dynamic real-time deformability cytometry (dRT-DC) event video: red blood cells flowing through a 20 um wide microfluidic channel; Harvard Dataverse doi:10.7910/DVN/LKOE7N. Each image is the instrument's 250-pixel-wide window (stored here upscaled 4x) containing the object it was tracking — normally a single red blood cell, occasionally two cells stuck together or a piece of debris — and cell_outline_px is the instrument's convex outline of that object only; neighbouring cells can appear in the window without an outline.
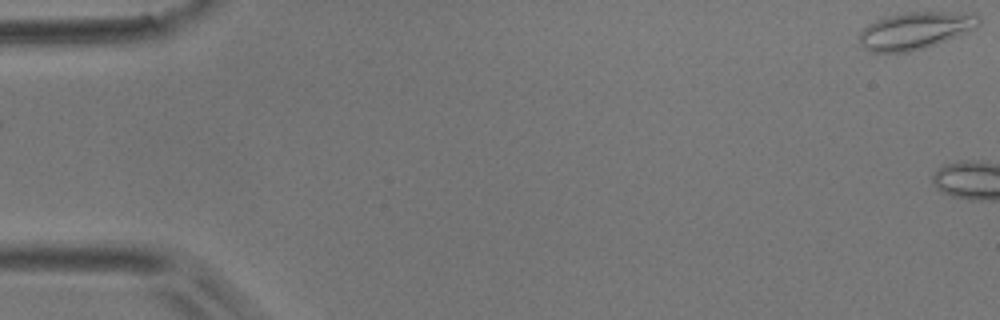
{"species": "common noctule bat (a hibernating species)", "species_latin": "Nyctalus noctula", "temperature_condition": "room temperature", "stored_images_in_passage": 5, "camera_frame_rate_fps": 3000, "um_per_image_px": 0.085, "animal": {"sex": "male", "body_mass_g": 17.9}, "frame": {"image": 1, "passage_image": 1, "time_ms": 0.0, "image_size_px": [1000, 320], "cell_outline_px": [[980, 24], [976, 28], [956, 36], [924, 48], [908, 52], [872, 52], [864, 48], [860, 44], [860, 32], [868, 24], [876, 20], [888, 16], [904, 12], [972, 12], [980, 16]], "centroid_in_image_um": [77.82, 2.58], "position_along_channel_um": 7.2, "area_um2": 25.84}}